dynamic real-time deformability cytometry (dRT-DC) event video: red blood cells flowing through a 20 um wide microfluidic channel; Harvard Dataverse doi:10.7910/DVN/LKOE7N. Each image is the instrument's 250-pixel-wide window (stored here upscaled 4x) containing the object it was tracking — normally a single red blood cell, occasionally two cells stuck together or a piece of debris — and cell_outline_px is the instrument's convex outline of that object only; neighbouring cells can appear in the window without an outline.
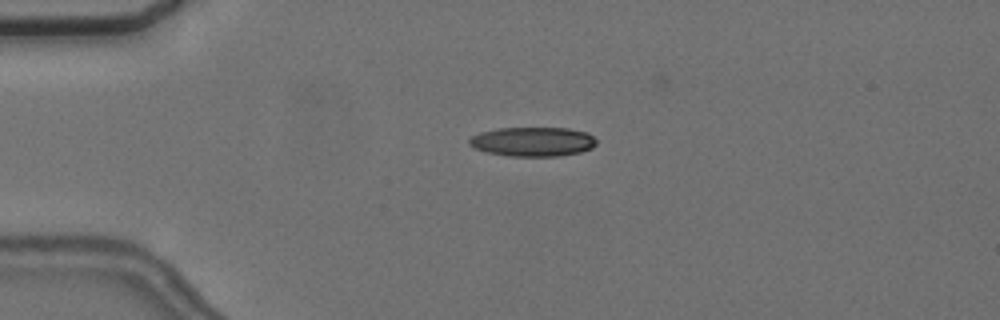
{"species": "common noctule bat (a hibernating species)", "species_latin": "Nyctalus noctula", "temperature_condition": "cold", "stored_images_in_passage": 4, "camera_frame_rate_fps": 3000, "um_per_image_px": 0.085, "animal": {"sex": "female", "body_mass_g": 24.6, "forearm_length_mm": 56.2}, "frame": {"image": 1, "passage_image": 4, "time_ms": 4.0, "image_size_px": [1000, 320], "cell_outline_px": [[596, 144], [592, 148], [580, 152], [560, 156], [508, 156], [488, 152], [476, 148], [468, 144], [468, 140], [472, 136], [480, 132], [496, 128], [568, 128], [588, 132], [596, 140]], "centroid_in_image_um": [45.3, 12.03], "position_along_channel_um": 39.7, "area_um2": 21.79}}